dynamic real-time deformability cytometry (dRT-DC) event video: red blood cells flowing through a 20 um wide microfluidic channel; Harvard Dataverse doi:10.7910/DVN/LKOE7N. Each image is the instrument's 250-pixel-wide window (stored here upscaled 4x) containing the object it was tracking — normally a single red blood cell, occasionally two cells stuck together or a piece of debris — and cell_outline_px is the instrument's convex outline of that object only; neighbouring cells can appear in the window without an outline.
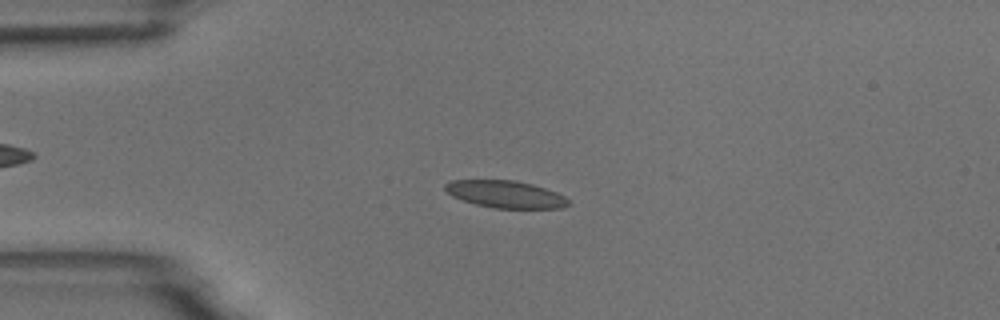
{"species": "common noctule bat (a hibernating species)", "species_latin": "Nyctalus noctula", "temperature_condition": "room temperature", "stored_images_in_passage": 37, "camera_frame_rate_fps": 3000, "um_per_image_px": 0.085, "animal": {"sex": "male", "body_mass_g": 18.8}, "frame": {"image": 1, "passage_image": 13, "time_ms": 4.0, "image_size_px": [1000, 320], "cell_outline_px": [[572, 204], [564, 208], [496, 208], [476, 204], [452, 196], [444, 188], [444, 184], [452, 180], [516, 180], [532, 184], [556, 192], [564, 196]], "centroid_in_image_um": [43.0, 16.51], "position_along_channel_um": 42.0, "area_um2": 19.48}}
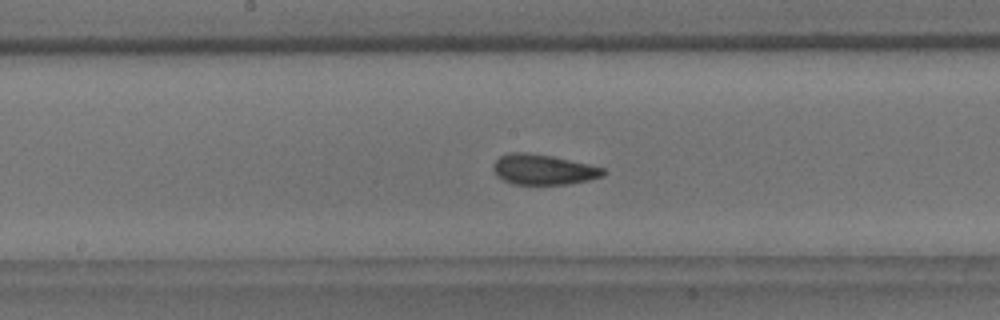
{"frame": {"image": 2, "passage_image": 28, "time_ms": 9.0, "image_size_px": [1000, 320], "cell_outline_px": [[608, 172], [604, 176], [588, 180], [568, 184], [512, 184], [496, 176], [492, 168], [492, 164], [500, 156], [508, 152], [524, 152], [552, 156], [588, 164], [604, 168]], "centroid_in_image_um": [46.17, 14.41], "position_along_channel_um": 202.0, "area_um2": 19.54}}
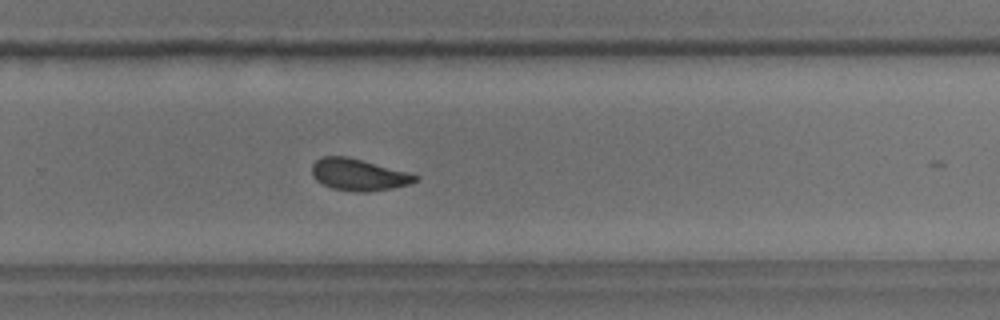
{"frame": {"image": 3, "passage_image": 36, "time_ms": 11.667, "image_size_px": [1000, 320], "cell_outline_px": [[420, 180], [408, 184], [392, 188], [368, 192], [356, 192], [332, 188], [316, 180], [312, 176], [312, 164], [320, 156], [348, 156], [408, 172], [420, 176]], "centroid_in_image_um": [30.48, 14.84], "position_along_channel_um": 299.3, "area_um2": 19.25}}